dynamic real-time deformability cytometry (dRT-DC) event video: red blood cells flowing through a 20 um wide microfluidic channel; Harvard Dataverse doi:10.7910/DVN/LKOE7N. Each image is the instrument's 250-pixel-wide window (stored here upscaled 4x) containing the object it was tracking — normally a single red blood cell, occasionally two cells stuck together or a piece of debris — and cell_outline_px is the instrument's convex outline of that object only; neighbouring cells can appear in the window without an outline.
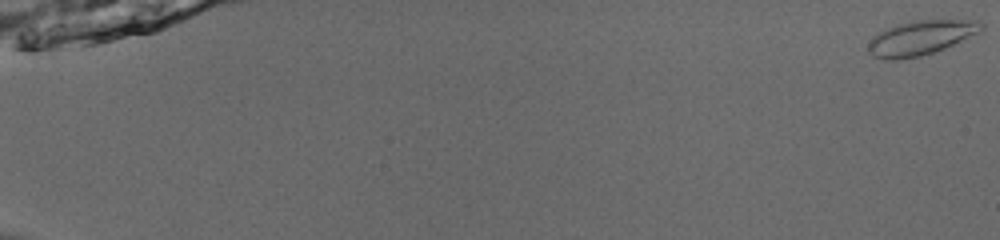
{"species": "common noctule bat (a hibernating species)", "species_latin": "Nyctalus noctula", "temperature_condition": "room temperature", "stored_images_in_passage": 54, "camera_frame_rate_fps": 3000, "um_per_image_px": 0.085, "animal": {"sex": "male", "body_mass_g": 13.0, "forearm_length_mm": 53.1}, "frame": {"image": 1, "passage_image": 1, "time_ms": 0.0, "image_size_px": [1000, 240], "cell_outline_px": [[984, 28], [944, 48], [920, 56], [900, 60], [884, 60], [872, 56], [868, 52], [868, 44], [872, 36], [896, 24], [916, 20], [980, 20], [984, 24]], "centroid_in_image_um": [78.19, 3.22], "position_along_channel_um": 6.8, "area_um2": 22.48}}
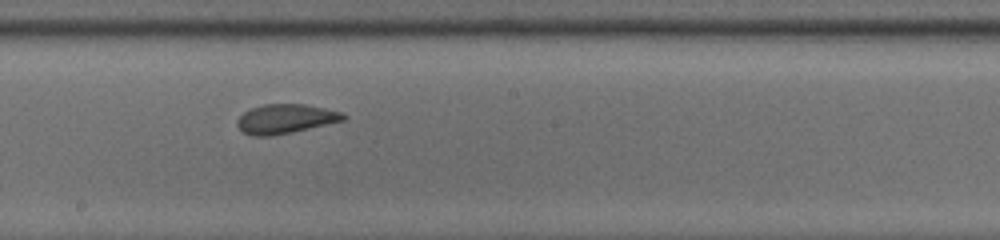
{"frame": {"image": 2, "passage_image": 33, "time_ms": 10.667, "image_size_px": [1000, 240], "cell_outline_px": [[348, 116], [344, 120], [292, 132], [272, 136], [252, 136], [244, 132], [236, 124], [236, 120], [244, 112], [252, 108], [264, 104], [304, 104], [344, 112]], "centroid_in_image_um": [24.27, 10.1], "position_along_channel_um": 223.9, "area_um2": 18.09}}
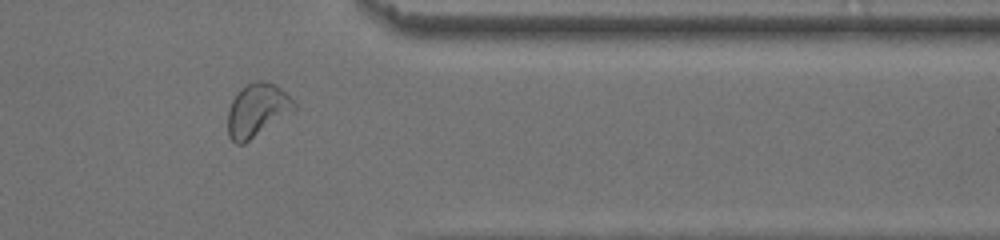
{"frame": {"image": 3, "passage_image": 46, "time_ms": 15.0, "image_size_px": [1000, 240], "cell_outline_px": [[296, 108], [292, 112], [244, 144], [236, 144], [228, 136], [228, 108], [236, 92], [240, 88], [256, 80], [260, 80], [276, 84], [296, 104]], "centroid_in_image_um": [21.83, 9.36], "position_along_channel_um": 389.6, "area_um2": 20.52}, "authors_computed_cell_mechanics": {"area_um2": 20.3745, "velocity_mm_per_s": 3.9406, "shape_relaxation_time_tau1_ms": 3.6215, "shape_relaxation_time_tau2_ms": 0.8905, "deformation_change_tau1": 0.1179, "deformation_change_tau2": 0.0421}}